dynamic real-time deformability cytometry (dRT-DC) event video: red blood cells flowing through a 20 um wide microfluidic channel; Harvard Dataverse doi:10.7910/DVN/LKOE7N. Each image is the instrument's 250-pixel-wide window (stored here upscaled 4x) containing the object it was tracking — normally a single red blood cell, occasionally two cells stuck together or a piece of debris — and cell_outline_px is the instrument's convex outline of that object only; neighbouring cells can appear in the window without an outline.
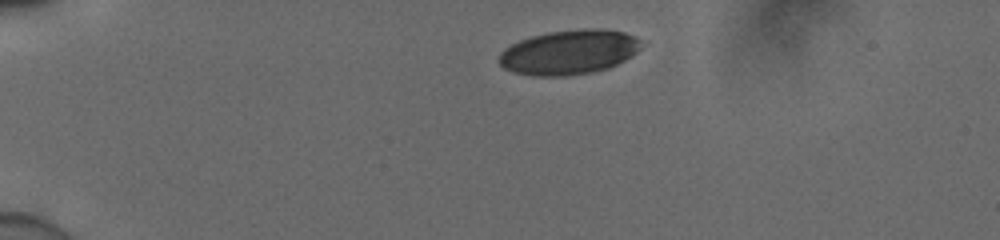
{"species": "human", "species_latin": "Homo sapiens", "temperature_condition": "cold", "stored_images_in_passage": 33, "camera_frame_rate_fps": 3000, "um_per_image_px": 0.085, "donor": {"sex": "male"}, "frame": {"image": 1, "passage_image": 1, "time_ms": 0.0, "image_size_px": [1000, 240], "cell_outline_px": [[636, 52], [624, 60], [608, 68], [592, 72], [568, 76], [532, 76], [512, 72], [504, 68], [496, 60], [500, 52], [504, 48], [520, 40], [532, 36], [548, 32], [584, 28], [600, 28], [624, 32], [632, 36], [636, 40]], "centroid_in_image_um": [48.25, 4.45], "position_along_channel_um": 36.7, "area_um2": 36.7}}
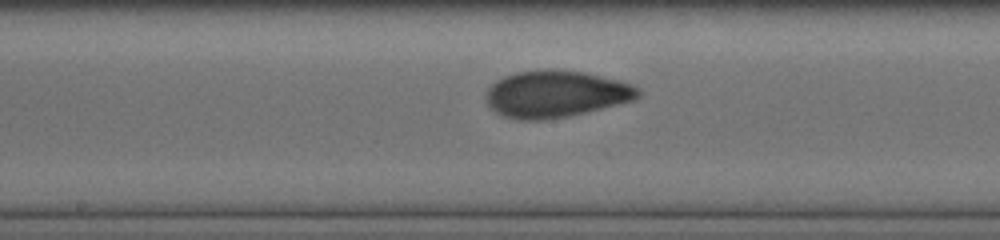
{"frame": {"image": 2, "passage_image": 19, "time_ms": 6.0, "image_size_px": [1000, 240], "cell_outline_px": [[640, 96], [632, 100], [568, 116], [544, 120], [520, 120], [504, 116], [496, 112], [488, 104], [484, 96], [488, 88], [496, 80], [504, 76], [516, 72], [552, 68], [584, 72], [616, 80], [628, 84], [636, 88], [640, 92]], "centroid_in_image_um": [47.16, 7.98], "position_along_channel_um": 201.0, "area_um2": 41.15}}
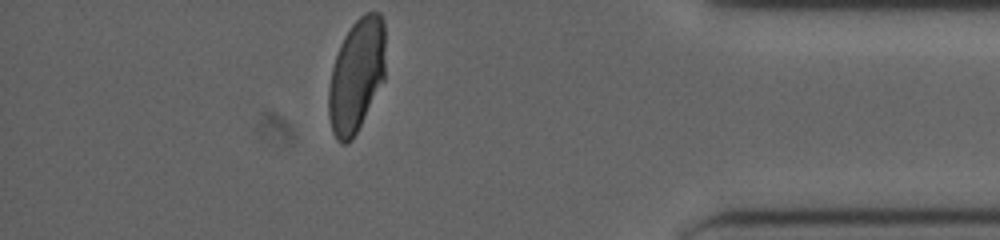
{"frame": {"image": 3, "passage_image": 33, "time_ms": 10.667, "image_size_px": [1000, 240], "cell_outline_px": [[384, 80], [352, 140], [348, 144], [340, 144], [336, 140], [332, 132], [328, 116], [328, 88], [332, 68], [340, 44], [344, 36], [352, 24], [364, 12], [380, 12], [384, 20]], "centroid_in_image_um": [30.28, 6.43], "position_along_channel_um": 404.9, "area_um2": 37.69}, "authors_computed_cell_mechanics": {"area_um2": 39.8242, "velocity_mm_per_s": 3.9424, "shape_relaxation_time_tau1_ms": 8.6344, "shape_relaxation_time_tau2_ms": 1.0509, "deformation_change_tau1": 0.2627, "deformation_change_tau2": 0.0438}}